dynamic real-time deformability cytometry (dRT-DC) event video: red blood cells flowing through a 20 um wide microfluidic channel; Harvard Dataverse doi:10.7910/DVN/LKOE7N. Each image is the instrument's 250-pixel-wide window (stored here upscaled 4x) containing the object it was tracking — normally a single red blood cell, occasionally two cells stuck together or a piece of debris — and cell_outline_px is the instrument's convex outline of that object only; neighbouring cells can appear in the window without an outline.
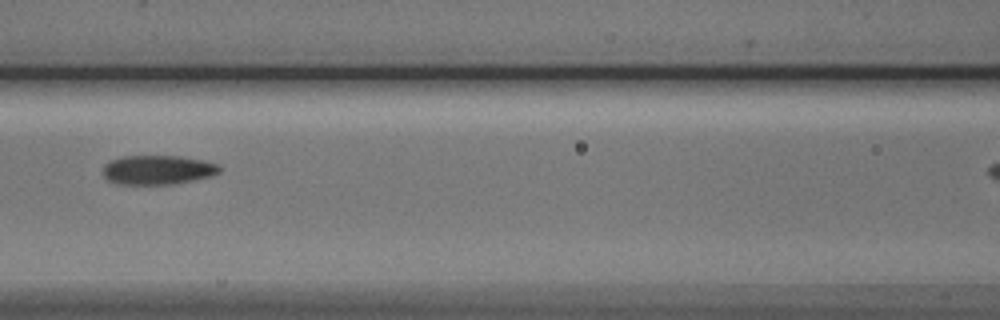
{"species": "Egyptian fruit bat (a non-hibernating species)", "species_latin": "Rousettus aegyptiacus", "temperature_condition": "cold", "stored_images_in_passage": 6, "segment_of_instrument_passage": [1, 2], "camera_frame_rate_fps": 3000, "um_per_image_px": 0.085, "animal": {"sex": "male"}, "frame": {"image": 1, "passage_image": 3, "time_ms": 2.333, "image_size_px": [1000, 320], "cell_outline_px": [[220, 172], [212, 176], [172, 184], [116, 184], [108, 180], [104, 176], [104, 164], [112, 160], [124, 156], [180, 156], [204, 160], [220, 164]], "centroid_in_image_um": [13.44, 14.43], "position_along_channel_um": 153.2, "area_um2": 19.88}}
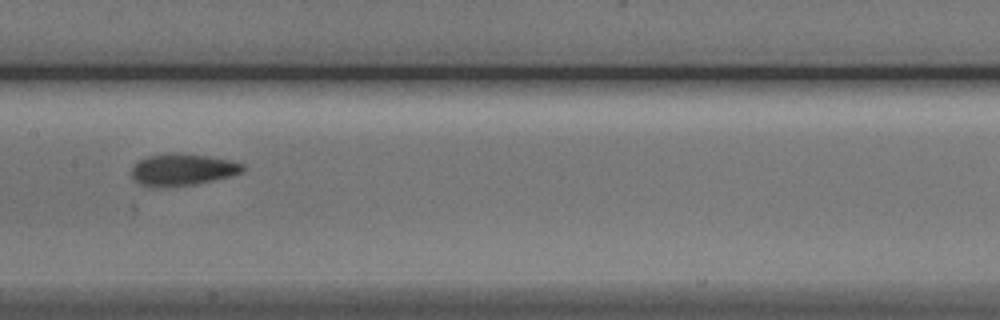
{"frame": {"image": 2, "passage_image": 4, "time_ms": 3.333, "image_size_px": [1000, 320], "cell_outline_px": [[244, 172], [232, 176], [192, 184], [156, 188], [152, 188], [140, 184], [132, 180], [132, 164], [144, 156], [164, 152], [176, 152], [208, 156], [232, 160], [244, 164]], "centroid_in_image_um": [15.46, 14.4], "position_along_channel_um": 191.9, "area_um2": 21.21}}